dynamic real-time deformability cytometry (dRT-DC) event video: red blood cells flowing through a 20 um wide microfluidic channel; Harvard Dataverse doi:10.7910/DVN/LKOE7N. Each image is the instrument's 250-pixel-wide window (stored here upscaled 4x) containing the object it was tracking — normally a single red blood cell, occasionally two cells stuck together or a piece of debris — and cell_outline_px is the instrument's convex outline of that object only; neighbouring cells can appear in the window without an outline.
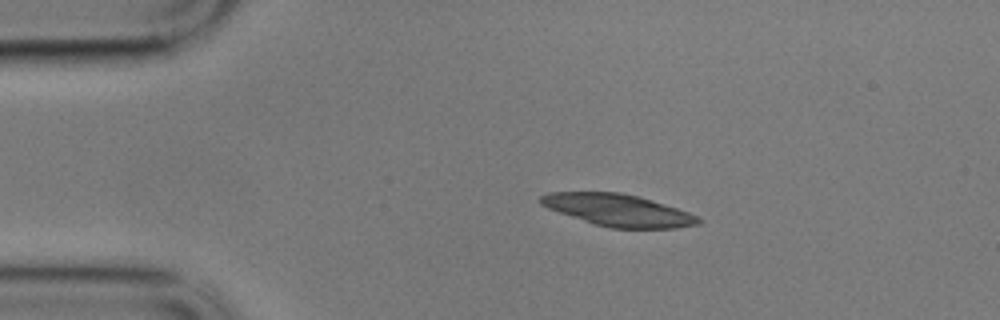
{"species": "common noctule bat (a hibernating species)", "species_latin": "Nyctalus noctula", "temperature_condition": "cold", "stored_images_in_passage": 48, "camera_frame_rate_fps": 3000, "um_per_image_px": 0.085, "animal": {"sex": "male", "body_mass_g": 17.9}, "frame": {"image": 1, "passage_image": 1, "time_ms": 0.0, "image_size_px": [1000, 320], "cell_outline_px": [[704, 220], [700, 224], [676, 228], [612, 228], [592, 224], [548, 208], [540, 204], [540, 196], [548, 192], [620, 192], [640, 196], [688, 212]], "centroid_in_image_um": [52.54, 17.86], "position_along_channel_um": 32.5, "area_um2": 29.42}}